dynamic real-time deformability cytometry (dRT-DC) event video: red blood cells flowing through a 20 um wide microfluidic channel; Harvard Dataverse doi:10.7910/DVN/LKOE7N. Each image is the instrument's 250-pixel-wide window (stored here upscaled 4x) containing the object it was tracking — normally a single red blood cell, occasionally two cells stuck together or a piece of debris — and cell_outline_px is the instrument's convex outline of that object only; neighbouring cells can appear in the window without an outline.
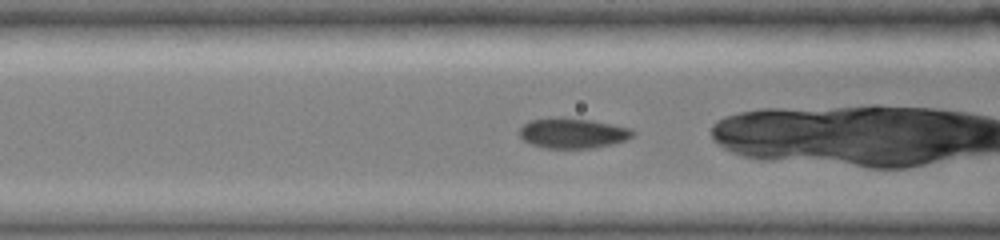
{"species": "common noctule bat (a hibernating species)", "species_latin": "Nyctalus noctula", "temperature_condition": "cold", "stored_images_in_passage": 41, "camera_frame_rate_fps": 3000, "um_per_image_px": 0.085, "animal": {"sex": "female", "body_mass_g": 19.0, "forearm_length_mm": 51.5}, "frame": {"image": 1, "passage_image": 15, "time_ms": 5.0, "image_size_px": [1000, 240], "cell_outline_px": [[636, 132], [632, 136], [624, 140], [612, 144], [592, 148], [544, 148], [528, 144], [520, 136], [520, 128], [524, 124], [532, 120], [560, 116], [592, 120], [632, 128]], "centroid_in_image_um": [48.68, 11.31], "position_along_channel_um": 117.9, "area_um2": 20.11}}
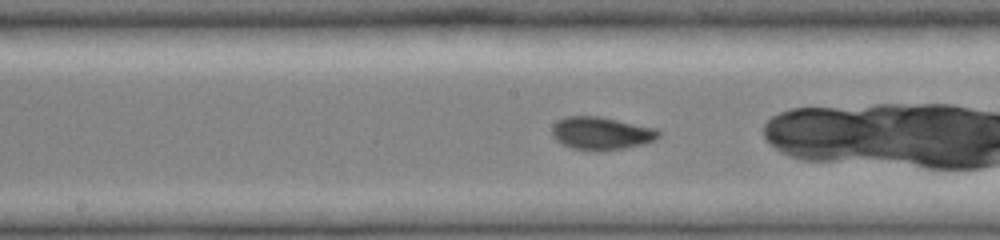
{"frame": {"image": 2, "passage_image": 20, "time_ms": 7.0, "image_size_px": [1000, 240], "cell_outline_px": [[660, 136], [644, 144], [624, 148], [596, 152], [572, 148], [556, 140], [552, 136], [552, 128], [560, 120], [568, 116], [596, 116], [656, 128], [660, 132]], "centroid_in_image_um": [51.11, 11.35], "position_along_channel_um": 197.1, "area_um2": 20.17}}
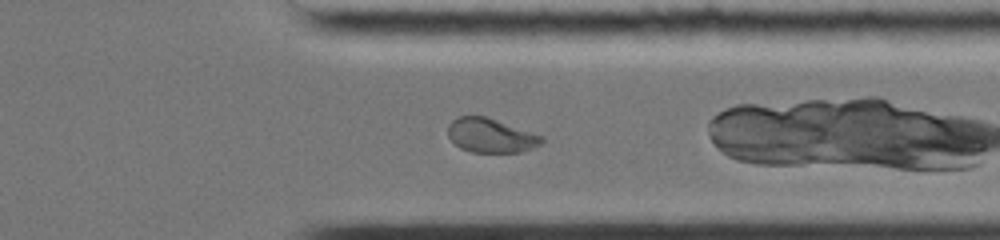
{"frame": {"image": 3, "passage_image": 32, "time_ms": 11.333, "image_size_px": [1000, 240], "cell_outline_px": [[544, 140], [540, 144], [532, 148], [520, 152], [472, 152], [460, 148], [448, 136], [448, 124], [452, 120], [460, 116], [484, 116], [544, 136]], "centroid_in_image_um": [41.71, 11.52], "position_along_channel_um": 369.7, "area_um2": 18.5}, "authors_computed_cell_mechanics": {"area_um2": 20.4034, "velocity_mm_per_s": 3.9694, "shape_relaxation_time_tau1_ms": 4.5906, "shape_relaxation_time_tau2_ms": 1.834, "deformation_change_tau1": 0.1373, "deformation_change_tau2": 0.0323}}